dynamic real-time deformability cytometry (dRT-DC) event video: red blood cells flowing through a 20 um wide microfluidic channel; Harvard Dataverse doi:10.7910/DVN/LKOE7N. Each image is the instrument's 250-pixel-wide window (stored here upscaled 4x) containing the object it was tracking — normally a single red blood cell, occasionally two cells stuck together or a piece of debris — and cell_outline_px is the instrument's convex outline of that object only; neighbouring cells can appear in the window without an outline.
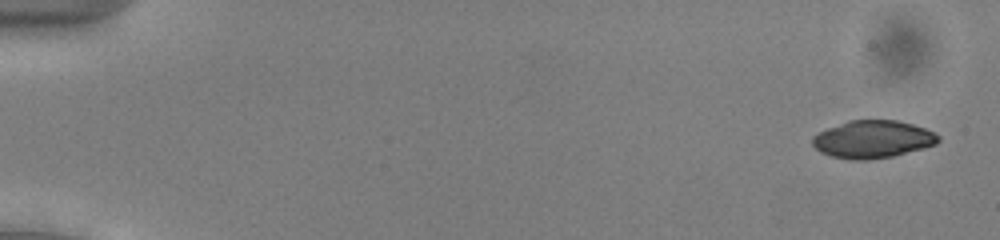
{"species": "common noctule bat (a hibernating species)", "species_latin": "Nyctalus noctula", "temperature_condition": "cold", "stored_images_in_passage": 54, "camera_frame_rate_fps": 3000, "um_per_image_px": 0.085, "animal": {"sex": "male", "body_mass_g": 13.0, "forearm_length_mm": 53.1}, "frame": {"image": 1, "passage_image": 3, "time_ms": 0.667, "image_size_px": [1000, 240], "cell_outline_px": [[940, 140], [936, 144], [924, 148], [892, 156], [868, 160], [852, 160], [832, 156], [820, 152], [812, 144], [812, 136], [828, 128], [848, 120], [896, 120], [912, 124], [936, 132], [940, 136]], "centroid_in_image_um": [74.2, 11.84], "position_along_channel_um": 10.8, "area_um2": 27.57}}